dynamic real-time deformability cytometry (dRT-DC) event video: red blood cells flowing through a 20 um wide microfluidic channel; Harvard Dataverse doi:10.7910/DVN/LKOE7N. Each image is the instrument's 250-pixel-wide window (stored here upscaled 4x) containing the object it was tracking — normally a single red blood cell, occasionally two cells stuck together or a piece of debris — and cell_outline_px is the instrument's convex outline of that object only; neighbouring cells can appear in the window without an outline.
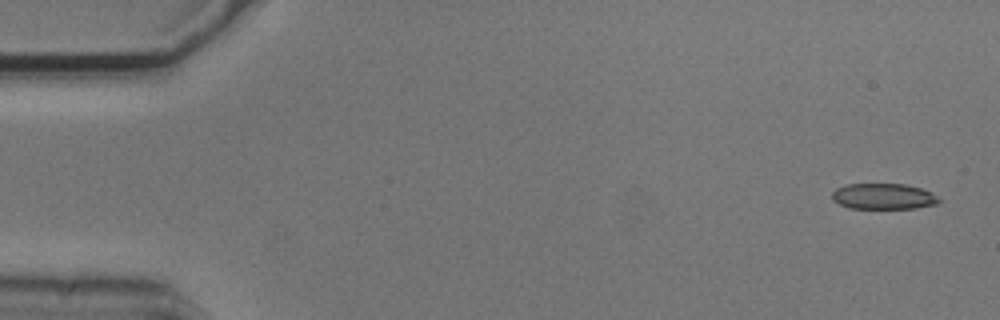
{"species": "common noctule bat (a hibernating species)", "species_latin": "Nyctalus noctula", "temperature_condition": "cold", "stored_images_in_passage": 53, "camera_frame_rate_fps": 3000, "um_per_image_px": 0.085, "animal": {"sex": "male", "body_mass_g": 20.5, "forearm_length_mm": 52.5}, "frame": {"image": 1, "passage_image": 1, "time_ms": 0.0, "image_size_px": [1000, 320], "cell_outline_px": [[940, 200], [936, 204], [916, 208], [848, 208], [832, 200], [832, 192], [836, 188], [848, 184], [904, 184], [920, 188], [936, 196]], "centroid_in_image_um": [75.04, 16.69], "position_along_channel_um": 10.0, "area_um2": 15.9}}
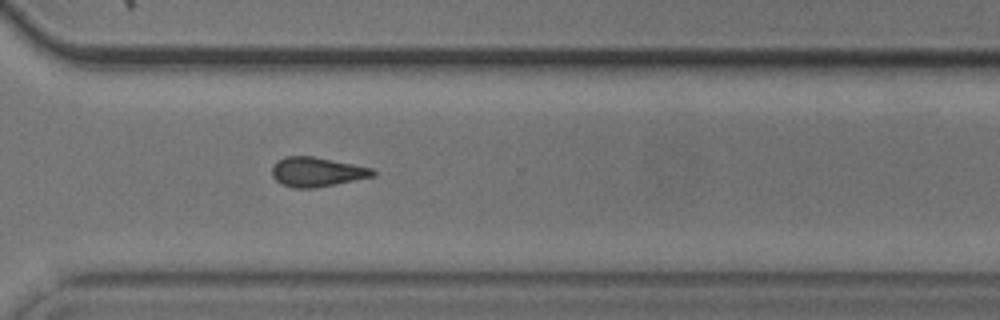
{"frame": {"image": 2, "passage_image": 38, "time_ms": 12.333, "image_size_px": [1000, 320], "cell_outline_px": [[376, 176], [316, 188], [292, 188], [280, 184], [272, 176], [272, 164], [276, 160], [284, 156], [312, 156], [372, 168], [376, 172]], "centroid_in_image_um": [26.89, 14.62], "position_along_channel_um": 343.7, "area_um2": 17.51}}
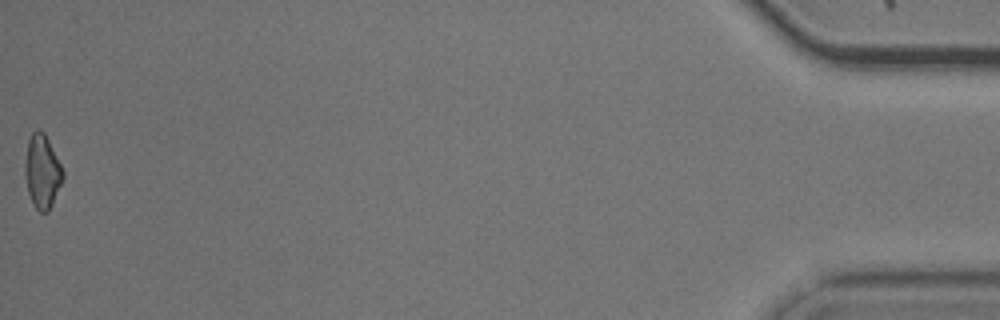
{"frame": {"image": 3, "passage_image": 53, "time_ms": 17.333, "image_size_px": [1000, 320], "cell_outline_px": [[64, 176], [52, 204], [48, 212], [40, 212], [36, 208], [28, 192], [24, 172], [24, 164], [28, 140], [32, 132], [36, 128], [40, 128], [44, 132], [64, 172]], "centroid_in_image_um": [3.57, 14.54], "position_along_channel_um": 431.6, "area_um2": 16.13}}